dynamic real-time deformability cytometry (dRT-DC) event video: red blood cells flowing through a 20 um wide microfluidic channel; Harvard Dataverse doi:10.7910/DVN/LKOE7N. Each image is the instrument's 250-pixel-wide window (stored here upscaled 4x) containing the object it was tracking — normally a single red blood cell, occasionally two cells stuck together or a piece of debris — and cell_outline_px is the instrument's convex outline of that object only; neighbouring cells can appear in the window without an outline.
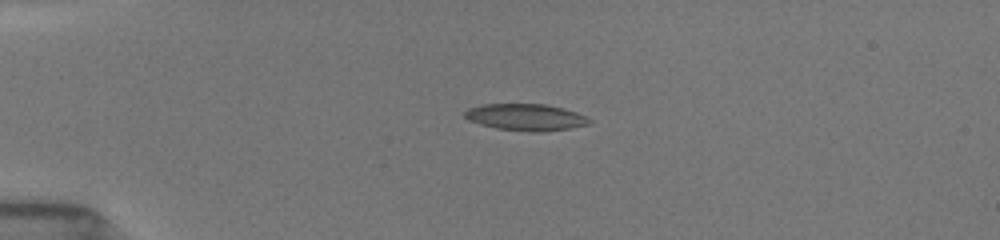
{"species": "common noctule bat (a hibernating species)", "species_latin": "Nyctalus noctula", "temperature_condition": "room temperature", "stored_images_in_passage": 52, "camera_frame_rate_fps": 3000, "um_per_image_px": 0.085, "animal": {"sex": "female", "body_mass_g": 19.5, "forearm_length_mm": 54.1}, "frame": {"image": 1, "passage_image": 13, "time_ms": 4.0, "image_size_px": [1000, 240], "cell_outline_px": [[592, 120], [588, 124], [568, 128], [540, 132], [532, 132], [496, 128], [480, 124], [468, 120], [464, 116], [464, 112], [468, 108], [484, 104], [544, 104], [564, 108], [576, 112]], "centroid_in_image_um": [44.66, 9.96], "position_along_channel_um": 40.3, "area_um2": 19.25}}
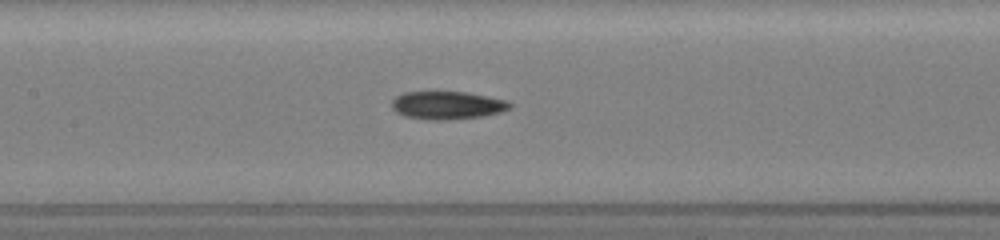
{"frame": {"image": 2, "passage_image": 26, "time_ms": 8.333, "image_size_px": [1000, 240], "cell_outline_px": [[512, 108], [500, 112], [484, 116], [444, 120], [428, 120], [404, 116], [396, 112], [392, 108], [392, 100], [396, 96], [404, 92], [468, 92], [488, 96], [504, 100], [512, 104]], "centroid_in_image_um": [38.01, 8.95], "position_along_channel_um": 169.4, "area_um2": 19.31}}
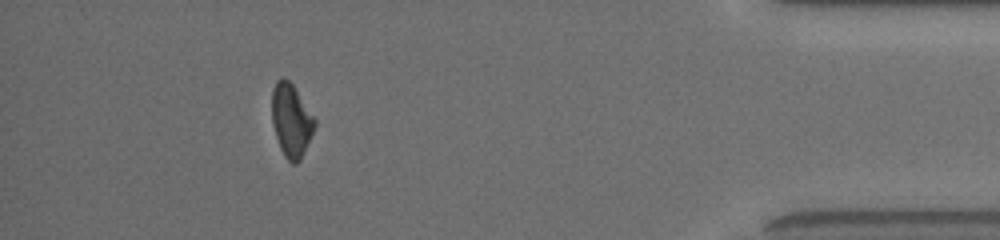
{"frame": {"image": 3, "passage_image": 48, "time_ms": 15.667, "image_size_px": [1000, 240], "cell_outline_px": [[316, 124], [300, 160], [296, 164], [292, 164], [284, 156], [280, 148], [272, 124], [272, 88], [276, 80], [284, 76], [292, 84], [316, 120]], "centroid_in_image_um": [24.73, 10.22], "position_along_channel_um": 410.5, "area_um2": 18.09}}